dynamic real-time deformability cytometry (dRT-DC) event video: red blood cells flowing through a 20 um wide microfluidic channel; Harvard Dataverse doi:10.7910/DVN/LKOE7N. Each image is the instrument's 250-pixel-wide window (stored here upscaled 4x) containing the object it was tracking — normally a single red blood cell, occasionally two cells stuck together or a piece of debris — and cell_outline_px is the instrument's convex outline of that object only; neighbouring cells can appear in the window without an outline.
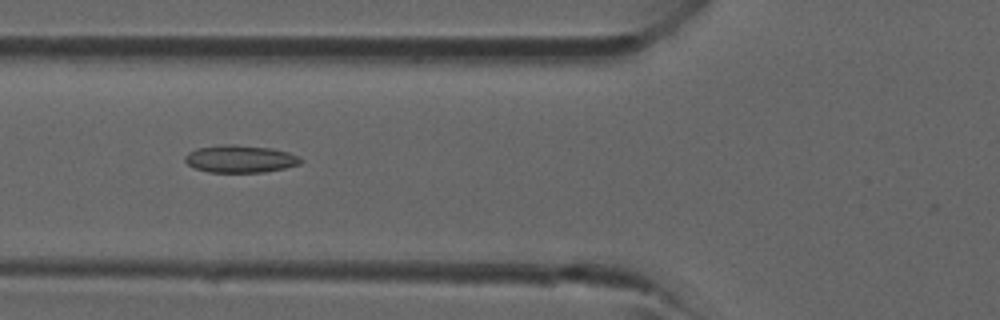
{"species": "common noctule bat (a hibernating species)", "species_latin": "Nyctalus noctula", "temperature_condition": "room temperature", "stored_images_in_passage": 4, "camera_frame_rate_fps": 3000, "um_per_image_px": 0.085, "animal": {"sex": "male", "forearm_length_mm": 52.5}, "frame": {"image": 1, "passage_image": 4, "time_ms": 4.333, "image_size_px": [1000, 320], "cell_outline_px": [[304, 160], [300, 164], [284, 168], [264, 172], [208, 172], [196, 168], [188, 164], [184, 160], [184, 156], [188, 152], [196, 148], [224, 144], [232, 144], [272, 148], [288, 152]], "centroid_in_image_um": [20.4, 13.5], "position_along_channel_um": 105.4, "area_um2": 18.5}}